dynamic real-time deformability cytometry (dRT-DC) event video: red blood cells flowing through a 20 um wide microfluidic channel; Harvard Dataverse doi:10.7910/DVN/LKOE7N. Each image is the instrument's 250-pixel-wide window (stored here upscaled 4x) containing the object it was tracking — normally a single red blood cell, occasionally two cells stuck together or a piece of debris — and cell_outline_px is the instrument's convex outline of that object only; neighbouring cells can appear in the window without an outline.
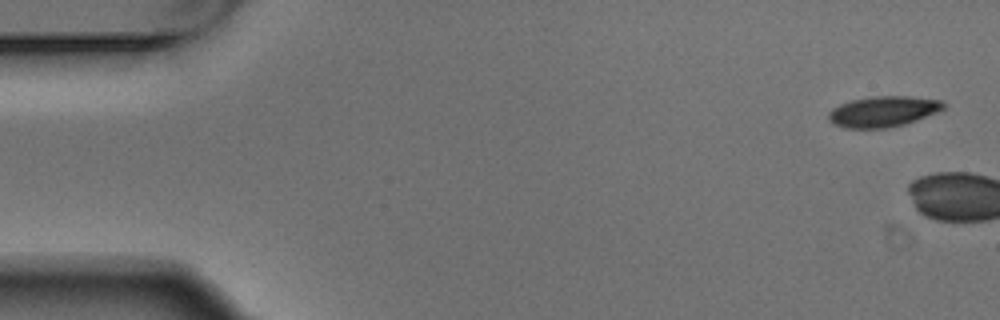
{"species": "Egyptian fruit bat (a non-hibernating species)", "species_latin": "Rousettus aegyptiacus", "temperature_condition": "warm", "stored_images_in_passage": 5, "segment_of_instrument_passage": [1, 2], "camera_frame_rate_fps": 3000, "um_per_image_px": 0.085, "animal": {"sex": "male"}, "frame": {"image": 1, "passage_image": 1, "time_ms": 0.0, "image_size_px": [1000, 320], "cell_outline_px": [[944, 108], [936, 112], [916, 120], [904, 124], [888, 128], [844, 128], [832, 124], [828, 120], [828, 112], [832, 108], [840, 104], [852, 100], [868, 96], [908, 96], [944, 100]], "centroid_in_image_um": [75.03, 9.47], "position_along_channel_um": 10.0, "area_um2": 20.69}}